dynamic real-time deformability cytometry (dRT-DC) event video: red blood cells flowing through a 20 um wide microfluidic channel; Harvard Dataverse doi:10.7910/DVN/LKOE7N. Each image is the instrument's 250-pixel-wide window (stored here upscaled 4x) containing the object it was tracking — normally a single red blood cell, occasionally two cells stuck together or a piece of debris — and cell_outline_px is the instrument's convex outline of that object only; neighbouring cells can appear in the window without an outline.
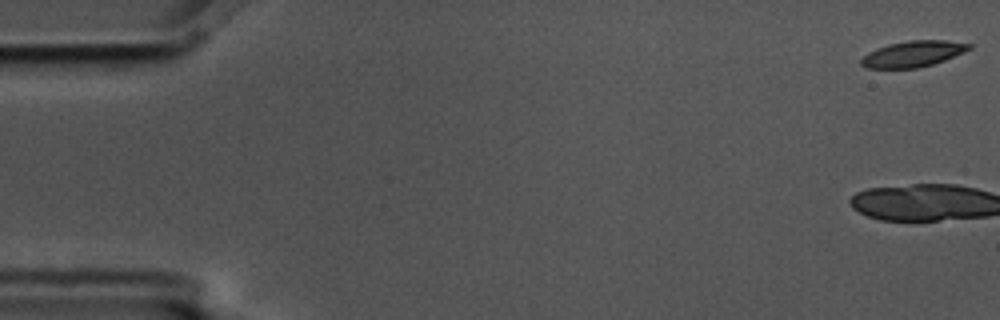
{"species": "common noctule bat (a hibernating species)", "species_latin": "Nyctalus noctula", "temperature_condition": "cold", "stored_images_in_passage": 5, "camera_frame_rate_fps": 3000, "um_per_image_px": 0.085, "animal": {"sex": "male", "body_mass_g": 17.5, "forearm_length_mm": 52.3}, "frame": {"image": 1, "passage_image": 1, "time_ms": 0.0, "image_size_px": [1000, 320], "cell_outline_px": [[972, 48], [964, 52], [944, 60], [932, 64], [916, 68], [868, 68], [860, 64], [860, 60], [868, 52], [876, 48], [888, 44], [908, 40], [944, 40], [972, 44]], "centroid_in_image_um": [77.59, 4.57], "position_along_channel_um": 7.4, "area_um2": 16.3}}